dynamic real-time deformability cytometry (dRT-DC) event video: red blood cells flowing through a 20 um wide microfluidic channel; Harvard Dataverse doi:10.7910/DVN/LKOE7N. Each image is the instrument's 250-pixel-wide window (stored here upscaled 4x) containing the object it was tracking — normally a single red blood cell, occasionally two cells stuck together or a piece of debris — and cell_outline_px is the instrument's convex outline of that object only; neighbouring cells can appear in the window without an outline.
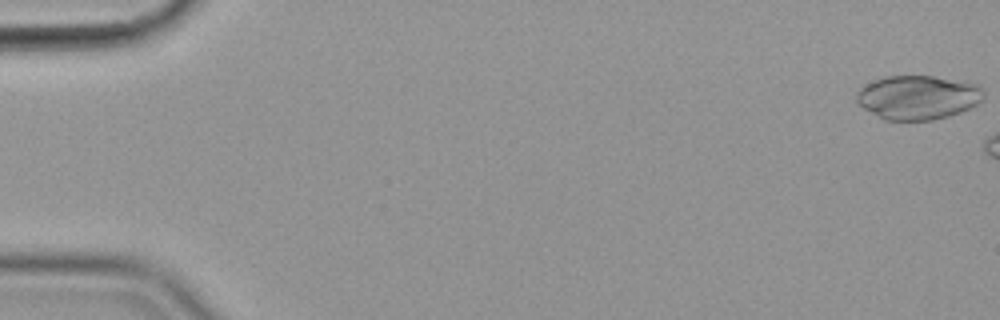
{"species": "common noctule bat (a hibernating species)", "species_latin": "Nyctalus noctula", "temperature_condition": "cold", "stored_images_in_passage": 13, "camera_frame_rate_fps": 3000, "um_per_image_px": 0.085, "animal": {"sex": "female", "body_mass_g": 19.9}, "frame": {"image": 1, "passage_image": 1, "time_ms": 0.0, "image_size_px": [1000, 320], "cell_outline_px": [[984, 100], [960, 112], [948, 116], [932, 120], [884, 120], [864, 108], [856, 100], [856, 92], [860, 88], [884, 76], [932, 76], [980, 84], [984, 88]], "centroid_in_image_um": [78.06, 8.27], "position_along_channel_um": 6.9, "area_um2": 32.6}}